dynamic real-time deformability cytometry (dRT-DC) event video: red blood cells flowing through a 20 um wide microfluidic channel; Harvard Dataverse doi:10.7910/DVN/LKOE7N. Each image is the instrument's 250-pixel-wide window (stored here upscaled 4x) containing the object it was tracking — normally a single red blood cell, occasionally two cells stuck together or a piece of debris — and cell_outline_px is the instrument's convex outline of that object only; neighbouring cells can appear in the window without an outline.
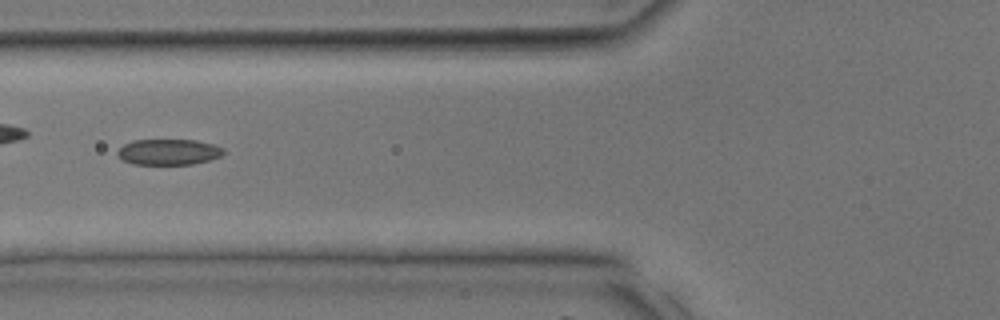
{"species": "common noctule bat (a hibernating species)", "species_latin": "Nyctalus noctula", "temperature_condition": "room temperature", "stored_images_in_passage": 26, "camera_frame_rate_fps": 3000, "um_per_image_px": 0.085, "animal": {"sex": "male", "body_mass_g": 17.9, "forearm_length_mm": 54.2}, "frame": {"image": 1, "passage_image": 5, "time_ms": 1.333, "image_size_px": [1000, 320], "cell_outline_px": [[224, 152], [220, 156], [208, 160], [192, 164], [132, 164], [120, 160], [116, 156], [116, 152], [124, 144], [132, 140], [196, 140], [212, 144], [224, 148]], "centroid_in_image_um": [14.27, 12.92], "position_along_channel_um": 111.5, "area_um2": 16.01}}